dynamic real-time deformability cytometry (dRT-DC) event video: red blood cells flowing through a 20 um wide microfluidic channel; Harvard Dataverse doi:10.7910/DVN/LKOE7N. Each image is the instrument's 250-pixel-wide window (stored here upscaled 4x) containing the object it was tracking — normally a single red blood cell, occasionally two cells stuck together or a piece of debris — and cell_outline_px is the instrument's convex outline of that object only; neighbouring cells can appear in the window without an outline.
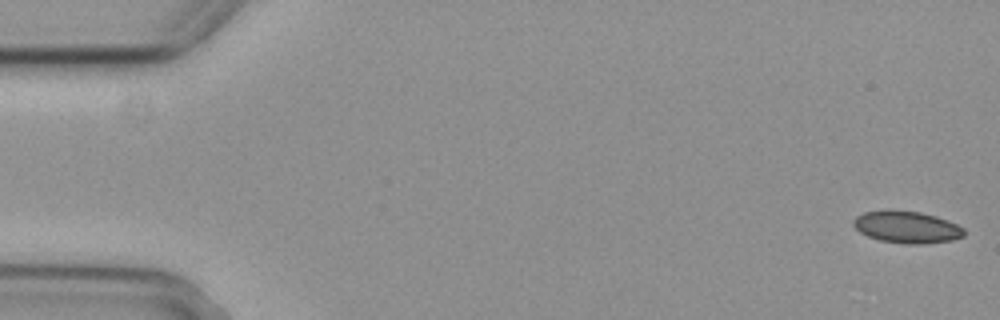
{"species": "common noctule bat (a hibernating species)", "species_latin": "Nyctalus noctula", "temperature_condition": "cold", "stored_images_in_passage": 3, "camera_frame_rate_fps": 3000, "um_per_image_px": 0.085, "animal": {"sex": "female", "body_mass_g": 29.2, "forearm_length_mm": 56.3}, "frame": {"image": 1, "passage_image": 1, "time_ms": 0.0, "image_size_px": [1000, 320], "cell_outline_px": [[964, 236], [952, 240], [924, 244], [904, 244], [880, 240], [868, 236], [860, 232], [852, 224], [852, 220], [856, 216], [864, 212], [920, 212], [936, 216], [948, 220], [964, 228]], "centroid_in_image_um": [77.11, 19.34], "position_along_channel_um": 7.9, "area_um2": 20.17}}
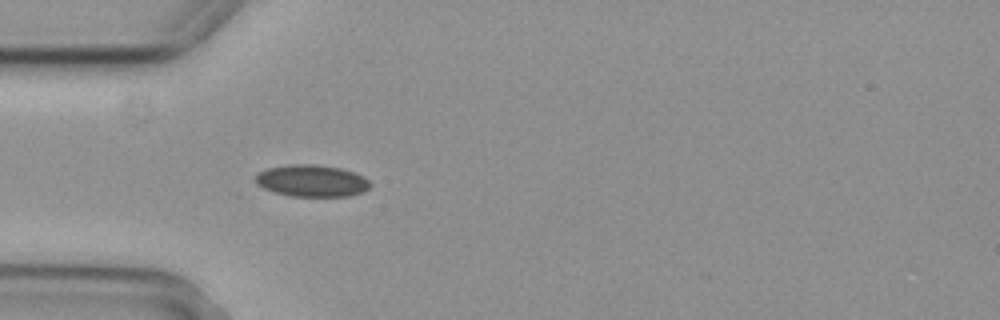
{"frame": {"image": 2, "passage_image": 3, "time_ms": 0.667, "image_size_px": [1000, 320], "cell_outline_px": [[372, 184], [368, 188], [360, 192], [348, 196], [292, 196], [276, 192], [264, 188], [256, 184], [252, 180], [260, 172], [268, 168], [288, 164], [316, 164], [340, 168], [364, 176]], "centroid_in_image_um": [26.48, 15.36], "position_along_channel_um": 58.5, "area_um2": 21.21}}